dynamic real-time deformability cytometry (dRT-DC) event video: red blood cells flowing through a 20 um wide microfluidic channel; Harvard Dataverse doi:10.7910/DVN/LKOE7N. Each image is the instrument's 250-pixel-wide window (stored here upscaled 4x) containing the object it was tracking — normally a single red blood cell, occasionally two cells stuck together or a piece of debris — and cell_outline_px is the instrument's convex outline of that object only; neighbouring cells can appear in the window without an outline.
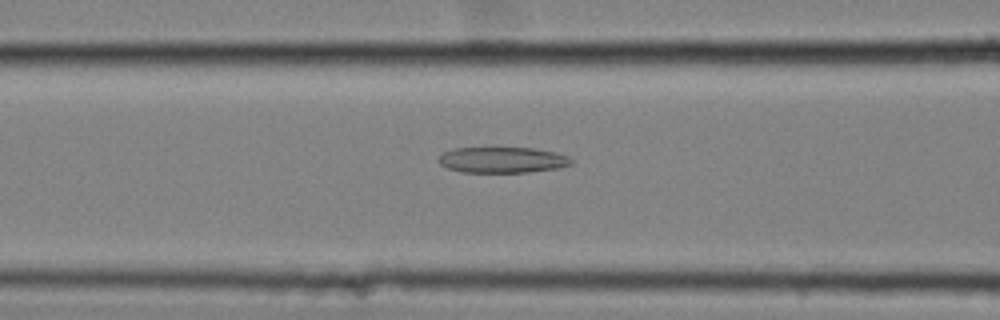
{"species": "common noctule bat (a hibernating species)", "species_latin": "Nyctalus noctula", "temperature_condition": "cold", "stored_images_in_passage": 40, "camera_frame_rate_fps": 3000, "um_per_image_px": 0.085, "animal": {"sex": "female", "body_mass_g": 25.1}, "frame": {"image": 1, "passage_image": 7, "time_ms": 2.0, "image_size_px": [1000, 320], "cell_outline_px": [[572, 164], [560, 168], [528, 172], [460, 172], [448, 168], [440, 164], [440, 156], [444, 152], [452, 148], [532, 148], [556, 152], [568, 156], [572, 160]], "centroid_in_image_um": [42.73, 13.59], "position_along_channel_um": 123.9, "area_um2": 19.94}}
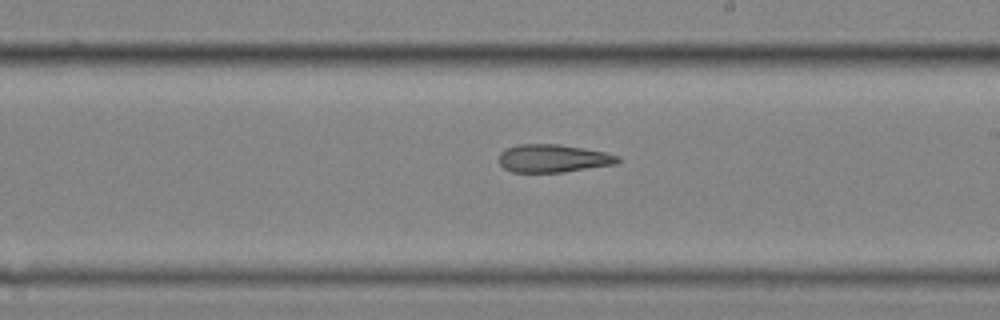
{"frame": {"image": 2, "passage_image": 17, "time_ms": 5.333, "image_size_px": [1000, 320], "cell_outline_px": [[620, 160], [616, 164], [564, 172], [512, 172], [504, 168], [500, 164], [500, 152], [508, 148], [520, 144], [560, 144], [604, 152], [620, 156]], "centroid_in_image_um": [47.03, 13.46], "position_along_channel_um": 242.0, "area_um2": 19.25}}
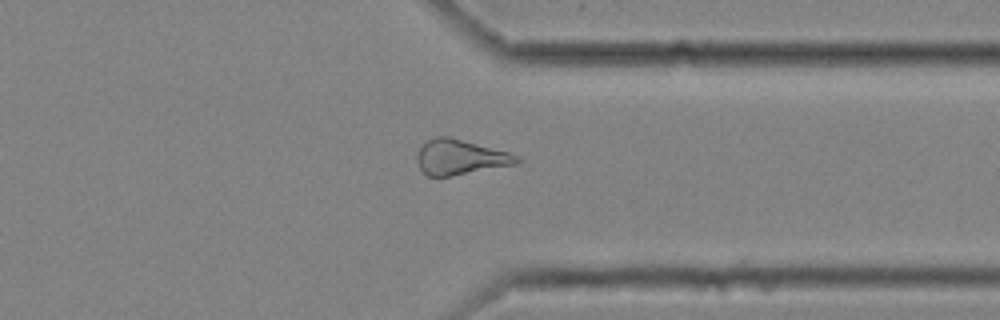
{"frame": {"image": 3, "passage_image": 28, "time_ms": 9.0, "image_size_px": [1000, 320], "cell_outline_px": [[520, 160], [516, 164], [452, 176], [428, 176], [420, 168], [416, 160], [416, 156], [420, 148], [428, 140], [436, 136], [448, 136], [508, 152], [520, 156]], "centroid_in_image_um": [39.11, 13.36], "position_along_channel_um": 372.3, "area_um2": 20.23}, "authors_computed_cell_mechanics": {"area_um2": 20.2589, "velocity_mm_per_s": 3.5454, "shape_relaxation_time_tau1_ms": null, "shape_relaxation_time_tau2_ms": 5.882, "deformation_change_tau1": null, "deformation_change_tau2": 0.1736}}